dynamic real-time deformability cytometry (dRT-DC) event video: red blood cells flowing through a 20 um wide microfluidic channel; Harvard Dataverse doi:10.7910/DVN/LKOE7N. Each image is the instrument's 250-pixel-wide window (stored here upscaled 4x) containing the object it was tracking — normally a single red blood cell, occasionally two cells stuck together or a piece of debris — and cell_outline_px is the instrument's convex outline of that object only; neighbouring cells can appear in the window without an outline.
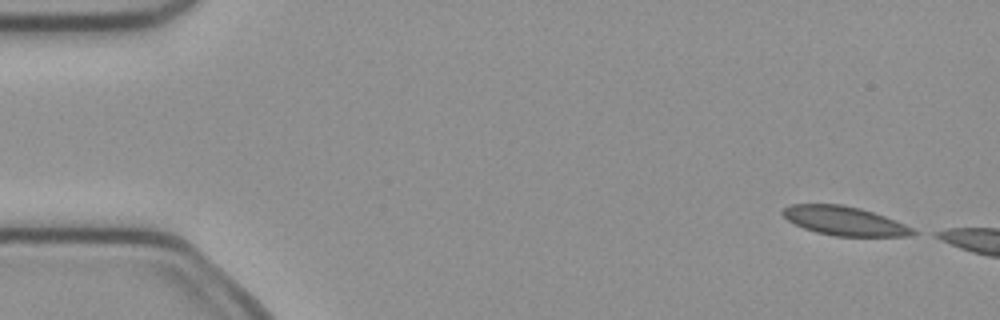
{"species": "common noctule bat (a hibernating species)", "species_latin": "Nyctalus noctula", "temperature_condition": "cold", "stored_images_in_passage": 5, "camera_frame_rate_fps": 3000, "um_per_image_px": 0.085, "animal": {"sex": "female", "body_mass_g": 21.9}, "frame": {"image": 1, "passage_image": 1, "time_ms": 0.0, "image_size_px": [1000, 320], "cell_outline_px": [[920, 232], [912, 236], [836, 236], [816, 232], [804, 228], [788, 220], [780, 212], [784, 208], [792, 204], [844, 204], [860, 208], [884, 216], [904, 224]], "centroid_in_image_um": [71.79, 18.78], "position_along_channel_um": 13.2, "area_um2": 21.91}}